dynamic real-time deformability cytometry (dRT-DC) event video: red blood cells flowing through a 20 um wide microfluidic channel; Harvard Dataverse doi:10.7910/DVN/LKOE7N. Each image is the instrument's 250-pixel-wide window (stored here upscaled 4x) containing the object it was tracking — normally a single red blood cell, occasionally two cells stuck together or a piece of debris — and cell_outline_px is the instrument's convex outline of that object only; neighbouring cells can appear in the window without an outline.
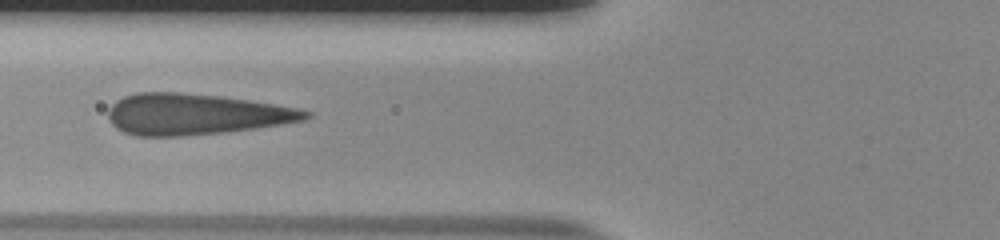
{"species": "human", "species_latin": "Homo sapiens", "temperature_condition": "room temperature", "stored_images_in_passage": 41, "camera_frame_rate_fps": 3000, "um_per_image_px": 0.085, "donor": {"sex": "male"}, "frame": {"image": 1, "passage_image": 12, "time_ms": 3.667, "image_size_px": [1000, 240], "cell_outline_px": [[312, 116], [304, 120], [256, 128], [228, 132], [184, 136], [136, 136], [124, 132], [116, 128], [108, 120], [108, 108], [116, 100], [124, 96], [136, 92], [180, 92], [220, 96], [248, 100], [296, 108], [312, 112]], "centroid_in_image_um": [16.57, 9.71], "position_along_channel_um": 109.2, "area_um2": 47.34}}
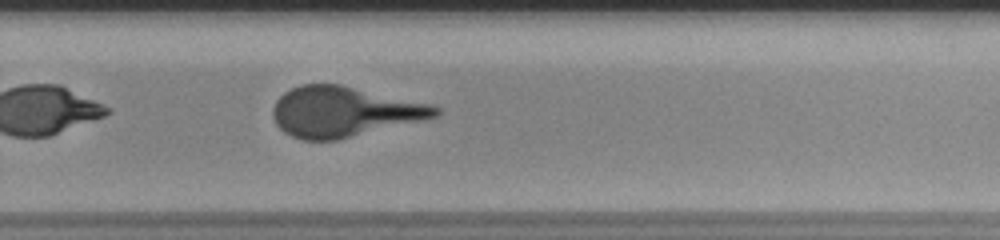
{"frame": {"image": 2, "passage_image": 27, "time_ms": 8.667, "image_size_px": [1000, 240], "cell_outline_px": [[440, 116], [424, 120], [336, 140], [300, 140], [284, 132], [276, 124], [272, 116], [272, 108], [276, 100], [284, 92], [300, 84], [340, 84], [432, 104], [440, 108]], "centroid_in_image_um": [29.23, 9.49], "position_along_channel_um": 300.6, "area_um2": 47.69}}
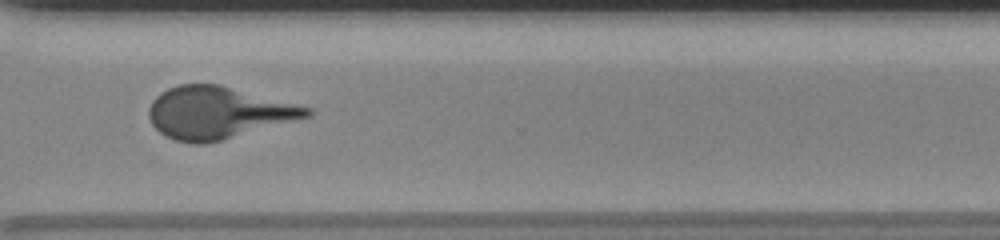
{"frame": {"image": 3, "passage_image": 31, "time_ms": 10.0, "image_size_px": [1000, 240], "cell_outline_px": [[312, 116], [220, 140], [204, 144], [196, 144], [176, 140], [160, 132], [152, 124], [148, 116], [148, 108], [152, 100], [160, 92], [176, 84], [220, 84], [312, 108]], "centroid_in_image_um": [18.5, 9.56], "position_along_channel_um": 352.1, "area_um2": 47.69}}